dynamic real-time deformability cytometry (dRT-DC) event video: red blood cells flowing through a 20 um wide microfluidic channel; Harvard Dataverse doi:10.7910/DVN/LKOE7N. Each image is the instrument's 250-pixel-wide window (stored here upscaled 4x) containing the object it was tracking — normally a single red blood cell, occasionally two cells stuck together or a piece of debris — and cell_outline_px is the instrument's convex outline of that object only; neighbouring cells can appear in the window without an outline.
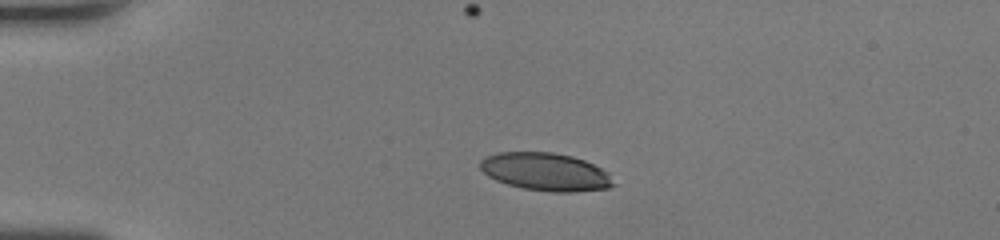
{"species": "human", "species_latin": "Homo sapiens", "temperature_condition": "room temperature", "stored_images_in_passage": 37, "camera_frame_rate_fps": 3000, "um_per_image_px": 0.085, "donor": {"sex": "female"}, "frame": {"image": 1, "passage_image": 1, "time_ms": 0.0, "image_size_px": [1000, 240], "cell_outline_px": [[616, 184], [608, 188], [576, 192], [552, 192], [524, 188], [508, 184], [496, 180], [488, 176], [480, 168], [480, 160], [496, 152], [552, 152], [572, 156], [584, 160], [608, 172]], "centroid_in_image_um": [46.39, 14.6], "position_along_channel_um": 38.6, "area_um2": 29.36}}
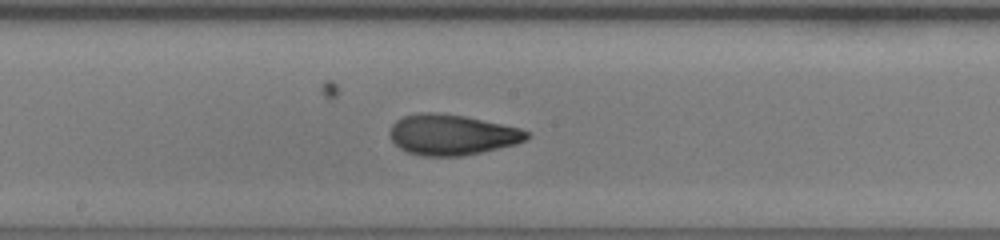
{"frame": {"image": 2, "passage_image": 16, "time_ms": 5.0, "image_size_px": [1000, 240], "cell_outline_px": [[532, 136], [516, 144], [480, 152], [460, 156], [424, 156], [408, 152], [400, 148], [392, 140], [392, 124], [396, 120], [404, 116], [420, 112], [436, 112], [464, 116], [520, 128], [528, 132]], "centroid_in_image_um": [38.43, 11.45], "position_along_channel_um": 209.8, "area_um2": 32.02}}
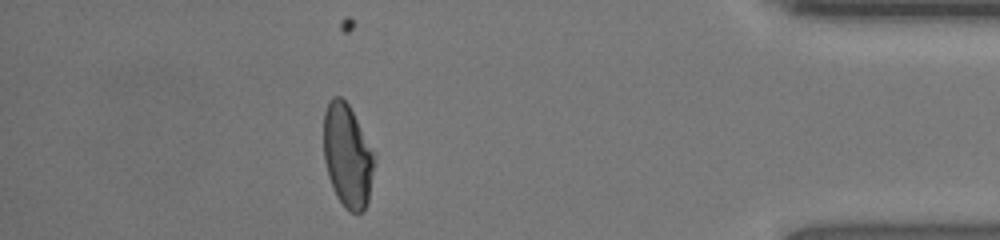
{"frame": {"image": 3, "passage_image": 32, "time_ms": 10.333, "image_size_px": [1000, 240], "cell_outline_px": [[372, 172], [368, 200], [364, 212], [348, 212], [344, 208], [336, 196], [328, 176], [324, 160], [324, 112], [332, 96], [340, 96], [348, 104], [372, 152]], "centroid_in_image_um": [29.48, 13.28], "position_along_channel_um": 405.7, "area_um2": 29.65}, "authors_computed_cell_mechanics": {"area_um2": 31.4432, "velocity_mm_per_s": 4.4247, "shape_relaxation_time_tau1_ms": 6.145, "shape_relaxation_time_tau2_ms": 1.2986, "deformation_change_tau1": 0.2278, "deformation_change_tau2": 0.0725}}